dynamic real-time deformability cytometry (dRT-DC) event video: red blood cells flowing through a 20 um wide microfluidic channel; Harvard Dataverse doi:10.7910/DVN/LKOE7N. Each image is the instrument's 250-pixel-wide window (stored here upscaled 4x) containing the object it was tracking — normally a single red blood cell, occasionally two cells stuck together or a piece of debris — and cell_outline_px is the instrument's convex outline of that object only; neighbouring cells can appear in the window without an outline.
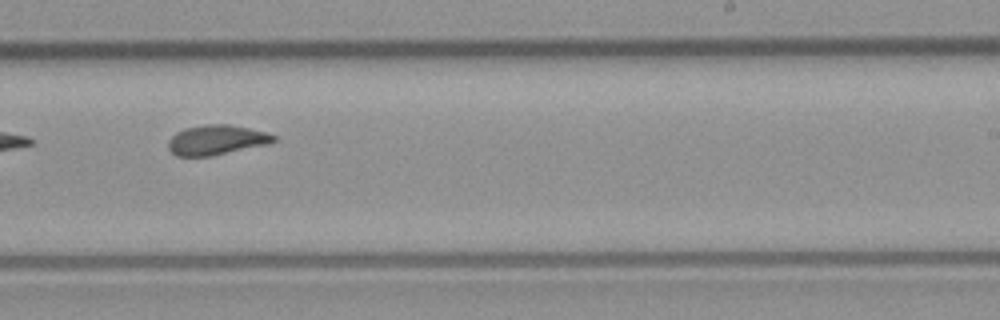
{"species": "common noctule bat (a hibernating species)", "species_latin": "Nyctalus noctula", "temperature_condition": "room temperature", "stored_images_in_passage": 8, "camera_frame_rate_fps": 3000, "um_per_image_px": 0.085, "animal": {"sex": "male", "body_mass_g": 23.1, "forearm_length_mm": 52.7}, "frame": {"image": 1, "passage_image": 8, "time_ms": 2.333, "image_size_px": [1000, 320], "cell_outline_px": [[276, 140], [272, 144], [212, 156], [176, 156], [168, 148], [168, 140], [176, 132], [184, 128], [208, 124], [228, 124], [268, 132], [276, 136]], "centroid_in_image_um": [18.44, 11.9], "position_along_channel_um": 270.6, "area_um2": 18.61}}